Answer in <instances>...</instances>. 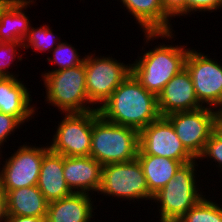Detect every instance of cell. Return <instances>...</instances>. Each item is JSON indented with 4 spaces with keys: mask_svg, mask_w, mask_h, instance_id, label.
<instances>
[{
    "mask_svg": "<svg viewBox=\"0 0 222 222\" xmlns=\"http://www.w3.org/2000/svg\"><path fill=\"white\" fill-rule=\"evenodd\" d=\"M171 32H144V42L149 46L150 41L165 38L171 44L164 42L153 46V48L144 49L138 54V57L131 63V73L149 92L158 96L164 86L185 68V60L189 49L185 45H174L172 39L175 38ZM164 43V44H163ZM173 44V45H172ZM146 50V51H145Z\"/></svg>",
    "mask_w": 222,
    "mask_h": 222,
    "instance_id": "6da1fadb",
    "label": "cell"
},
{
    "mask_svg": "<svg viewBox=\"0 0 222 222\" xmlns=\"http://www.w3.org/2000/svg\"><path fill=\"white\" fill-rule=\"evenodd\" d=\"M106 121L142 130L161 117L157 96L144 88L132 73L98 109Z\"/></svg>",
    "mask_w": 222,
    "mask_h": 222,
    "instance_id": "7a4b0ae2",
    "label": "cell"
},
{
    "mask_svg": "<svg viewBox=\"0 0 222 222\" xmlns=\"http://www.w3.org/2000/svg\"><path fill=\"white\" fill-rule=\"evenodd\" d=\"M198 166V159L183 164L174 178L153 196L152 202L157 204L159 217L156 218H159V222H177L205 196L203 190L206 187L202 185L201 188L197 184L200 182L197 177Z\"/></svg>",
    "mask_w": 222,
    "mask_h": 222,
    "instance_id": "3957f363",
    "label": "cell"
},
{
    "mask_svg": "<svg viewBox=\"0 0 222 222\" xmlns=\"http://www.w3.org/2000/svg\"><path fill=\"white\" fill-rule=\"evenodd\" d=\"M41 76L46 91L44 101L57 107L61 115L98 110L86 91L85 63L60 71H44Z\"/></svg>",
    "mask_w": 222,
    "mask_h": 222,
    "instance_id": "277c9868",
    "label": "cell"
},
{
    "mask_svg": "<svg viewBox=\"0 0 222 222\" xmlns=\"http://www.w3.org/2000/svg\"><path fill=\"white\" fill-rule=\"evenodd\" d=\"M138 150V130L110 123L101 116L93 122L90 156L102 165L133 161Z\"/></svg>",
    "mask_w": 222,
    "mask_h": 222,
    "instance_id": "5b68a950",
    "label": "cell"
},
{
    "mask_svg": "<svg viewBox=\"0 0 222 222\" xmlns=\"http://www.w3.org/2000/svg\"><path fill=\"white\" fill-rule=\"evenodd\" d=\"M132 202L153 200L142 167L137 159L103 165L98 195ZM136 200V201H135Z\"/></svg>",
    "mask_w": 222,
    "mask_h": 222,
    "instance_id": "8992f818",
    "label": "cell"
},
{
    "mask_svg": "<svg viewBox=\"0 0 222 222\" xmlns=\"http://www.w3.org/2000/svg\"><path fill=\"white\" fill-rule=\"evenodd\" d=\"M98 110L85 113H63L49 150L63 156H90L93 122L99 117Z\"/></svg>",
    "mask_w": 222,
    "mask_h": 222,
    "instance_id": "52a82bcc",
    "label": "cell"
},
{
    "mask_svg": "<svg viewBox=\"0 0 222 222\" xmlns=\"http://www.w3.org/2000/svg\"><path fill=\"white\" fill-rule=\"evenodd\" d=\"M86 91L89 101L99 109L111 96L113 91L131 73V63L124 64L120 60L108 56L85 55Z\"/></svg>",
    "mask_w": 222,
    "mask_h": 222,
    "instance_id": "ba28073f",
    "label": "cell"
},
{
    "mask_svg": "<svg viewBox=\"0 0 222 222\" xmlns=\"http://www.w3.org/2000/svg\"><path fill=\"white\" fill-rule=\"evenodd\" d=\"M25 143L9 154L3 164V152H0V183L6 191L37 185L43 156L49 147L48 144L36 146Z\"/></svg>",
    "mask_w": 222,
    "mask_h": 222,
    "instance_id": "9c48e42d",
    "label": "cell"
},
{
    "mask_svg": "<svg viewBox=\"0 0 222 222\" xmlns=\"http://www.w3.org/2000/svg\"><path fill=\"white\" fill-rule=\"evenodd\" d=\"M218 61L191 47L185 60V68L190 73L198 101L204 107H214L220 111L222 109V64Z\"/></svg>",
    "mask_w": 222,
    "mask_h": 222,
    "instance_id": "30bf717a",
    "label": "cell"
},
{
    "mask_svg": "<svg viewBox=\"0 0 222 222\" xmlns=\"http://www.w3.org/2000/svg\"><path fill=\"white\" fill-rule=\"evenodd\" d=\"M219 111L202 107L194 111L174 112L165 118L173 125L184 147L197 159L216 129Z\"/></svg>",
    "mask_w": 222,
    "mask_h": 222,
    "instance_id": "8fae6325",
    "label": "cell"
},
{
    "mask_svg": "<svg viewBox=\"0 0 222 222\" xmlns=\"http://www.w3.org/2000/svg\"><path fill=\"white\" fill-rule=\"evenodd\" d=\"M139 149L146 155L171 158L183 164L196 160L165 117H160L139 131Z\"/></svg>",
    "mask_w": 222,
    "mask_h": 222,
    "instance_id": "7c38bea8",
    "label": "cell"
},
{
    "mask_svg": "<svg viewBox=\"0 0 222 222\" xmlns=\"http://www.w3.org/2000/svg\"><path fill=\"white\" fill-rule=\"evenodd\" d=\"M157 99L161 117L204 107L197 99L190 73L186 68L168 81Z\"/></svg>",
    "mask_w": 222,
    "mask_h": 222,
    "instance_id": "4fadbf2b",
    "label": "cell"
},
{
    "mask_svg": "<svg viewBox=\"0 0 222 222\" xmlns=\"http://www.w3.org/2000/svg\"><path fill=\"white\" fill-rule=\"evenodd\" d=\"M23 82L24 79L18 77H0V111L24 124L35 118L38 111L32 103V91L26 86L28 83Z\"/></svg>",
    "mask_w": 222,
    "mask_h": 222,
    "instance_id": "5bb4252c",
    "label": "cell"
},
{
    "mask_svg": "<svg viewBox=\"0 0 222 222\" xmlns=\"http://www.w3.org/2000/svg\"><path fill=\"white\" fill-rule=\"evenodd\" d=\"M102 167L103 165L91 156H64V178L73 193L98 194Z\"/></svg>",
    "mask_w": 222,
    "mask_h": 222,
    "instance_id": "9a60e30c",
    "label": "cell"
},
{
    "mask_svg": "<svg viewBox=\"0 0 222 222\" xmlns=\"http://www.w3.org/2000/svg\"><path fill=\"white\" fill-rule=\"evenodd\" d=\"M92 195L73 193L68 197L52 201L48 204L47 222H90L97 209ZM93 222V220L91 221Z\"/></svg>",
    "mask_w": 222,
    "mask_h": 222,
    "instance_id": "2e32d148",
    "label": "cell"
},
{
    "mask_svg": "<svg viewBox=\"0 0 222 222\" xmlns=\"http://www.w3.org/2000/svg\"><path fill=\"white\" fill-rule=\"evenodd\" d=\"M63 170L64 156L49 150L43 156L37 182L39 190L49 203L73 194L66 183Z\"/></svg>",
    "mask_w": 222,
    "mask_h": 222,
    "instance_id": "e0dca14e",
    "label": "cell"
},
{
    "mask_svg": "<svg viewBox=\"0 0 222 222\" xmlns=\"http://www.w3.org/2000/svg\"><path fill=\"white\" fill-rule=\"evenodd\" d=\"M35 3L36 0H8L4 4L0 9V42L24 41L32 25L24 10Z\"/></svg>",
    "mask_w": 222,
    "mask_h": 222,
    "instance_id": "ac0fdd59",
    "label": "cell"
},
{
    "mask_svg": "<svg viewBox=\"0 0 222 222\" xmlns=\"http://www.w3.org/2000/svg\"><path fill=\"white\" fill-rule=\"evenodd\" d=\"M118 1L119 0H115ZM144 32H171L174 31L171 19L164 13L162 0H120Z\"/></svg>",
    "mask_w": 222,
    "mask_h": 222,
    "instance_id": "d6986e66",
    "label": "cell"
},
{
    "mask_svg": "<svg viewBox=\"0 0 222 222\" xmlns=\"http://www.w3.org/2000/svg\"><path fill=\"white\" fill-rule=\"evenodd\" d=\"M8 216L46 217L48 204L37 185L6 191Z\"/></svg>",
    "mask_w": 222,
    "mask_h": 222,
    "instance_id": "ffe728a7",
    "label": "cell"
},
{
    "mask_svg": "<svg viewBox=\"0 0 222 222\" xmlns=\"http://www.w3.org/2000/svg\"><path fill=\"white\" fill-rule=\"evenodd\" d=\"M143 170L149 192L152 196L158 193L183 165L171 158L146 155L140 149L136 158Z\"/></svg>",
    "mask_w": 222,
    "mask_h": 222,
    "instance_id": "44dd1931",
    "label": "cell"
},
{
    "mask_svg": "<svg viewBox=\"0 0 222 222\" xmlns=\"http://www.w3.org/2000/svg\"><path fill=\"white\" fill-rule=\"evenodd\" d=\"M61 40V37H58L56 33H53V29L50 25L43 24V26L37 28H34L31 25V28L23 41V49L27 50L32 48L33 52L37 51V53H46L47 51L51 52L59 43L62 42Z\"/></svg>",
    "mask_w": 222,
    "mask_h": 222,
    "instance_id": "7402d4cb",
    "label": "cell"
},
{
    "mask_svg": "<svg viewBox=\"0 0 222 222\" xmlns=\"http://www.w3.org/2000/svg\"><path fill=\"white\" fill-rule=\"evenodd\" d=\"M206 197L205 195L177 222H222V204Z\"/></svg>",
    "mask_w": 222,
    "mask_h": 222,
    "instance_id": "603a6c76",
    "label": "cell"
},
{
    "mask_svg": "<svg viewBox=\"0 0 222 222\" xmlns=\"http://www.w3.org/2000/svg\"><path fill=\"white\" fill-rule=\"evenodd\" d=\"M65 42L59 43L53 50L50 52L52 56H47L46 61L54 65V67L59 66L58 68L49 69L48 72L60 71L68 68L75 67L84 63L85 56H80L81 54L77 51V48L66 40Z\"/></svg>",
    "mask_w": 222,
    "mask_h": 222,
    "instance_id": "cb8c5ba5",
    "label": "cell"
},
{
    "mask_svg": "<svg viewBox=\"0 0 222 222\" xmlns=\"http://www.w3.org/2000/svg\"><path fill=\"white\" fill-rule=\"evenodd\" d=\"M23 49V42H0V77H19V73L9 71V67L16 61H23L22 54L18 51ZM18 50V51H17ZM17 56V57H16Z\"/></svg>",
    "mask_w": 222,
    "mask_h": 222,
    "instance_id": "d4e9b609",
    "label": "cell"
},
{
    "mask_svg": "<svg viewBox=\"0 0 222 222\" xmlns=\"http://www.w3.org/2000/svg\"><path fill=\"white\" fill-rule=\"evenodd\" d=\"M197 159L199 162H202L204 159H207V162H215L213 165L219 168L217 169L218 175L219 173L222 174V133L217 128L212 132L210 138L206 142L204 151Z\"/></svg>",
    "mask_w": 222,
    "mask_h": 222,
    "instance_id": "484cf974",
    "label": "cell"
},
{
    "mask_svg": "<svg viewBox=\"0 0 222 222\" xmlns=\"http://www.w3.org/2000/svg\"><path fill=\"white\" fill-rule=\"evenodd\" d=\"M23 124L18 118L2 113L0 111V152L4 147L5 142L9 141L17 129L22 128ZM2 147V148H1Z\"/></svg>",
    "mask_w": 222,
    "mask_h": 222,
    "instance_id": "4316f807",
    "label": "cell"
},
{
    "mask_svg": "<svg viewBox=\"0 0 222 222\" xmlns=\"http://www.w3.org/2000/svg\"><path fill=\"white\" fill-rule=\"evenodd\" d=\"M222 9V0H186V16L199 12H215Z\"/></svg>",
    "mask_w": 222,
    "mask_h": 222,
    "instance_id": "83f0119b",
    "label": "cell"
},
{
    "mask_svg": "<svg viewBox=\"0 0 222 222\" xmlns=\"http://www.w3.org/2000/svg\"><path fill=\"white\" fill-rule=\"evenodd\" d=\"M164 13L171 19L186 17V0H162Z\"/></svg>",
    "mask_w": 222,
    "mask_h": 222,
    "instance_id": "f1b7e54d",
    "label": "cell"
},
{
    "mask_svg": "<svg viewBox=\"0 0 222 222\" xmlns=\"http://www.w3.org/2000/svg\"><path fill=\"white\" fill-rule=\"evenodd\" d=\"M8 213H7V196L6 190L3 188L0 183V222H7Z\"/></svg>",
    "mask_w": 222,
    "mask_h": 222,
    "instance_id": "f546056e",
    "label": "cell"
},
{
    "mask_svg": "<svg viewBox=\"0 0 222 222\" xmlns=\"http://www.w3.org/2000/svg\"><path fill=\"white\" fill-rule=\"evenodd\" d=\"M7 222H47L46 217L8 216Z\"/></svg>",
    "mask_w": 222,
    "mask_h": 222,
    "instance_id": "4dcf8cb0",
    "label": "cell"
},
{
    "mask_svg": "<svg viewBox=\"0 0 222 222\" xmlns=\"http://www.w3.org/2000/svg\"><path fill=\"white\" fill-rule=\"evenodd\" d=\"M216 128L222 133V113L220 111L216 121Z\"/></svg>",
    "mask_w": 222,
    "mask_h": 222,
    "instance_id": "1f68e13d",
    "label": "cell"
},
{
    "mask_svg": "<svg viewBox=\"0 0 222 222\" xmlns=\"http://www.w3.org/2000/svg\"><path fill=\"white\" fill-rule=\"evenodd\" d=\"M8 0H0V9L4 6V4L7 2Z\"/></svg>",
    "mask_w": 222,
    "mask_h": 222,
    "instance_id": "d6a6232c",
    "label": "cell"
}]
</instances>
